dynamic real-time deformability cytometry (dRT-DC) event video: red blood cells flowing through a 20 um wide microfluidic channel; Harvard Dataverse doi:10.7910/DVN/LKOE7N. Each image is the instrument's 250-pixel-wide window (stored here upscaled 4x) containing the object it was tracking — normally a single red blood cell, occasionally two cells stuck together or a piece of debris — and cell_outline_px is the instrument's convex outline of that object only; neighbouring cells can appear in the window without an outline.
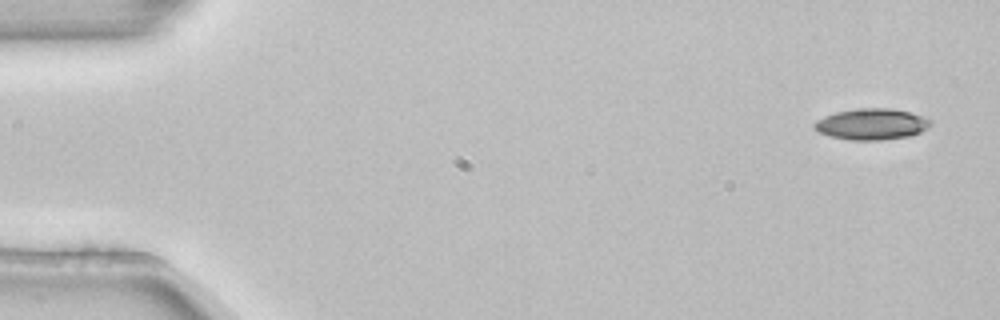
{"species": "common noctule bat (a hibernating species)", "species_latin": "Nyctalus noctula", "temperature_condition": "room temperature", "stored_images_in_passage": 4, "camera_frame_rate_fps": 3000, "um_per_image_px": 0.085, "animal": {"sex": "female", "body_mass_g": 22.7, "forearm_length_mm": 54.2}, "frame": {"image": 1, "passage_image": 1, "time_ms": 0.0, "image_size_px": [1000, 320], "cell_outline_px": [[932, 124], [928, 128], [920, 132], [908, 136], [880, 140], [848, 140], [832, 136], [820, 132], [812, 128], [812, 124], [816, 120], [824, 116], [836, 112], [864, 108], [892, 108], [908, 112], [932, 120]], "centroid_in_image_um": [74.07, 10.55], "position_along_channel_um": 10.9, "area_um2": 20.98}}
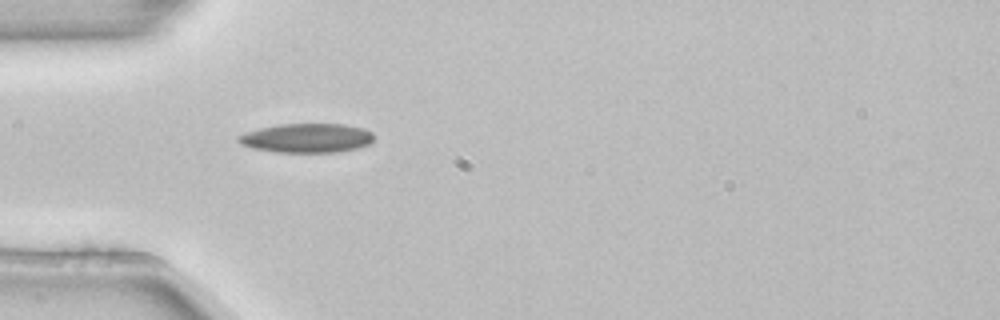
{"frame": {"image": 2, "passage_image": 4, "time_ms": 1.0, "image_size_px": [1000, 320], "cell_outline_px": [[372, 140], [368, 144], [356, 148], [336, 152], [276, 152], [252, 148], [240, 144], [236, 140], [236, 136], [244, 132], [260, 128], [280, 124], [344, 124], [364, 128], [372, 132]], "centroid_in_image_um": [26.02, 11.73], "position_along_channel_um": 59.0, "area_um2": 23.06}}